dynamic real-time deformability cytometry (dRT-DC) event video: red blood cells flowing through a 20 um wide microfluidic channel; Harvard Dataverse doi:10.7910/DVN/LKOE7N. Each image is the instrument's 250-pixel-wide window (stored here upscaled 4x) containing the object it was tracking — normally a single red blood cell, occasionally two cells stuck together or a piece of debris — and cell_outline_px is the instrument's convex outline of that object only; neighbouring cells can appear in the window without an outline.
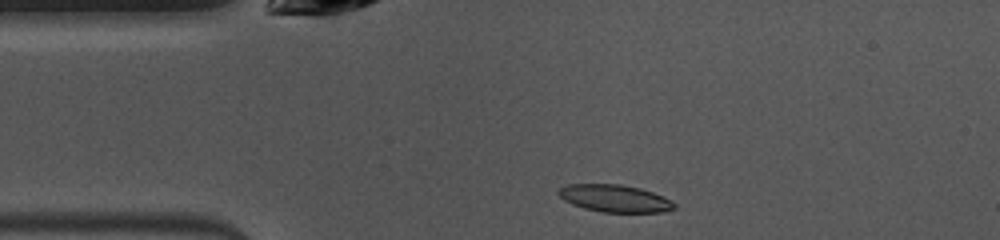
{"species": "common noctule bat (a hibernating species)", "species_latin": "Nyctalus noctula", "temperature_condition": "warm", "stored_images_in_passage": 40, "camera_frame_rate_fps": 3000, "um_per_image_px": 0.085, "animal": {"sex": "female", "body_mass_g": 10.0, "forearm_length_mm": 53.1}, "frame": {"image": 1, "passage_image": 1, "time_ms": 0.0, "image_size_px": [1000, 240], "cell_outline_px": [[676, 208], [664, 212], [600, 212], [584, 208], [572, 204], [564, 200], [556, 192], [560, 188], [568, 184], [620, 184], [640, 188], [664, 196], [676, 204]], "centroid_in_image_um": [52.27, 16.86], "position_along_channel_um": 32.7, "area_um2": 18.5}}
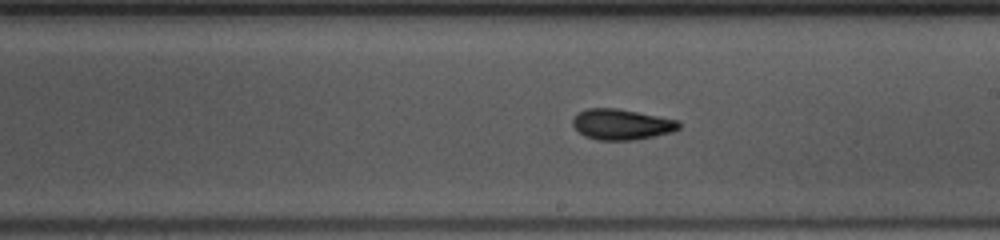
{"frame": {"image": 2, "passage_image": 18, "time_ms": 5.667, "image_size_px": [1000, 240], "cell_outline_px": [[680, 128], [672, 132], [636, 140], [600, 140], [584, 136], [572, 124], [572, 120], [576, 112], [588, 108], [616, 108], [680, 120]], "centroid_in_image_um": [52.84, 10.57], "position_along_channel_um": 236.2, "area_um2": 19.07}}
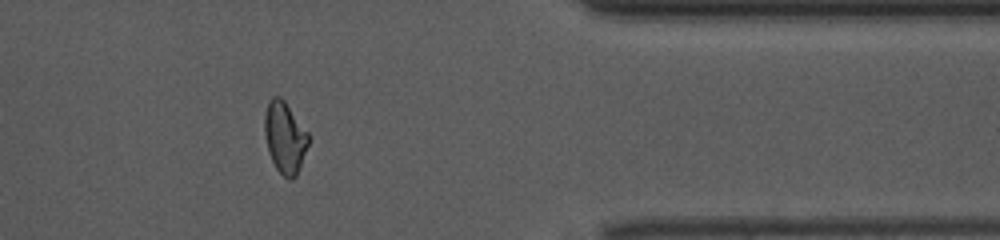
{"frame": {"image": 3, "passage_image": 31, "time_ms": 10.0, "image_size_px": [1000, 240], "cell_outline_px": [[308, 144], [296, 176], [292, 180], [288, 180], [276, 168], [268, 152], [264, 132], [264, 116], [268, 100], [272, 96], [280, 96], [284, 100], [308, 132]], "centroid_in_image_um": [24.19, 11.66], "position_along_channel_um": 387.2, "area_um2": 18.21}, "authors_computed_cell_mechanics": {"area_um2": 18.6116, "velocity_mm_per_s": 4.0115, "shape_relaxation_time_tau1_ms": 3.4299, "shape_relaxation_time_tau2_ms": 3.7122, "deformation_change_tau1": 0.1369, "deformation_change_tau2": 0.1149}}